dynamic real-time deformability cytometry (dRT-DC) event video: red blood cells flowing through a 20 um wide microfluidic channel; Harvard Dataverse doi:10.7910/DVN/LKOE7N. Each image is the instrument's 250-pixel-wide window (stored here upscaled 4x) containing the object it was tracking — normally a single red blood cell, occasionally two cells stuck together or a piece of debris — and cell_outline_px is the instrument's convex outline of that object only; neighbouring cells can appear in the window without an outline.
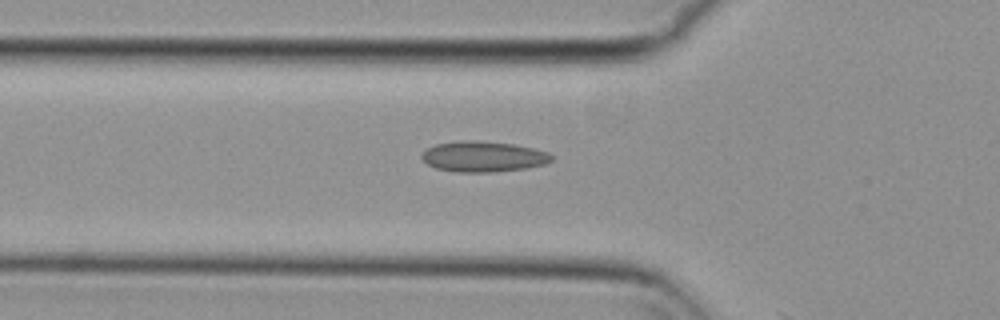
{"species": "common noctule bat (a hibernating species)", "species_latin": "Nyctalus noctula", "temperature_condition": "cold", "stored_images_in_passage": 20, "camera_frame_rate_fps": 3000, "um_per_image_px": 0.085, "animal": {"sex": "female", "body_mass_g": 29.2, "forearm_length_mm": 56.3}, "frame": {"image": 1, "passage_image": 19, "time_ms": 6.0, "image_size_px": [1000, 320], "cell_outline_px": [[552, 160], [544, 164], [524, 168], [492, 172], [456, 172], [436, 168], [428, 164], [420, 156], [428, 148], [436, 144], [464, 140], [476, 140], [512, 144], [532, 148], [548, 152], [552, 156]], "centroid_in_image_um": [41.06, 13.31], "position_along_channel_um": 84.7, "area_um2": 22.89}}